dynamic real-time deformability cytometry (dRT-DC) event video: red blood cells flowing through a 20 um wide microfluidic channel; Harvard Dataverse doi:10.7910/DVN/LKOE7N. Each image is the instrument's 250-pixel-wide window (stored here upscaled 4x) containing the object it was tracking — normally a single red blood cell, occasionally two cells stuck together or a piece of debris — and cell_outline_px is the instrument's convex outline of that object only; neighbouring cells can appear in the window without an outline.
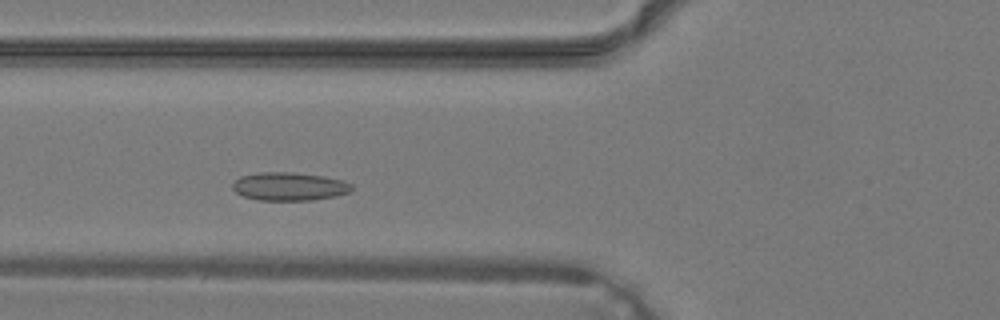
{"species": "common noctule bat (a hibernating species)", "species_latin": "Nyctalus noctula", "temperature_condition": "warm", "stored_images_in_passage": 29, "camera_frame_rate_fps": 3000, "um_per_image_px": 0.085, "animal": {"sex": "male", "body_mass_g": 19.2, "forearm_length_mm": 51.8}, "frame": {"image": 1, "passage_image": 5, "time_ms": 1.333, "image_size_px": [1000, 320], "cell_outline_px": [[352, 188], [348, 192], [336, 196], [312, 200], [256, 200], [244, 196], [236, 192], [232, 188], [232, 184], [240, 176], [260, 172], [292, 172], [324, 176], [344, 180], [352, 184]], "centroid_in_image_um": [24.59, 15.84], "position_along_channel_um": 101.2, "area_um2": 19.65}}
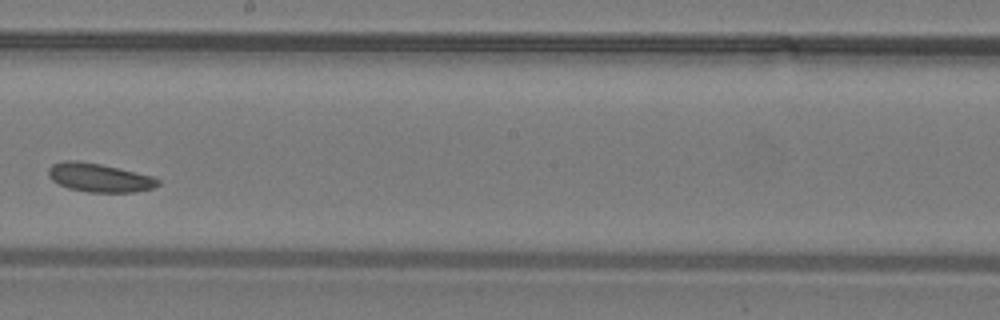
{"frame": {"image": 2, "passage_image": 13, "time_ms": 4.0, "image_size_px": [1000, 320], "cell_outline_px": [[160, 184], [152, 188], [132, 192], [88, 192], [68, 188], [52, 180], [48, 176], [48, 168], [52, 164], [64, 160], [76, 160], [100, 164], [152, 176], [160, 180]], "centroid_in_image_um": [8.41, 15.09], "position_along_channel_um": 239.8, "area_um2": 18.15}}
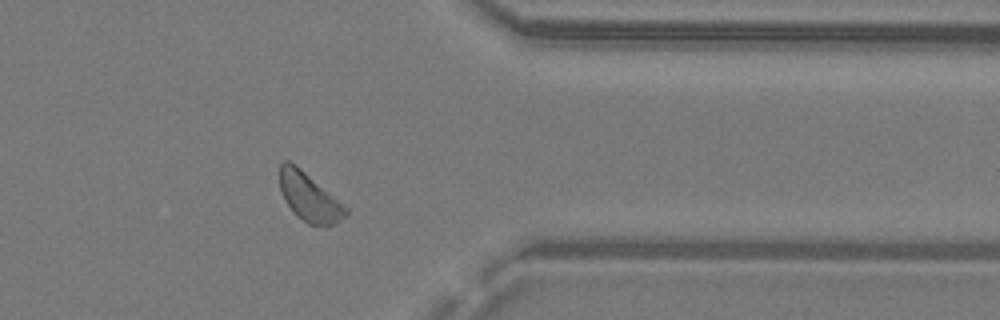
{"frame": {"image": 3, "passage_image": 22, "time_ms": 7.0, "image_size_px": [1000, 320], "cell_outline_px": [[348, 212], [336, 224], [308, 224], [296, 216], [284, 200], [280, 188], [280, 164], [284, 160], [288, 160], [296, 164], [348, 208]], "centroid_in_image_um": [26.26, 16.73], "position_along_channel_um": 385.1, "area_um2": 18.38}}